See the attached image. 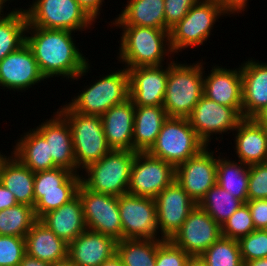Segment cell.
Masks as SVG:
<instances>
[{
    "label": "cell",
    "instance_id": "9f6ffc18",
    "mask_svg": "<svg viewBox=\"0 0 267 266\" xmlns=\"http://www.w3.org/2000/svg\"><path fill=\"white\" fill-rule=\"evenodd\" d=\"M7 1L9 2L10 0H0V4L5 7L6 6L5 3H7ZM11 1H14V0H11Z\"/></svg>",
    "mask_w": 267,
    "mask_h": 266
},
{
    "label": "cell",
    "instance_id": "1f68e13d",
    "mask_svg": "<svg viewBox=\"0 0 267 266\" xmlns=\"http://www.w3.org/2000/svg\"><path fill=\"white\" fill-rule=\"evenodd\" d=\"M217 158L216 184L243 203L248 201V181L250 165L241 161H231L220 155Z\"/></svg>",
    "mask_w": 267,
    "mask_h": 266
},
{
    "label": "cell",
    "instance_id": "7402d4cb",
    "mask_svg": "<svg viewBox=\"0 0 267 266\" xmlns=\"http://www.w3.org/2000/svg\"><path fill=\"white\" fill-rule=\"evenodd\" d=\"M117 241L86 229L68 244V257L76 266H100L116 253Z\"/></svg>",
    "mask_w": 267,
    "mask_h": 266
},
{
    "label": "cell",
    "instance_id": "816d5d0a",
    "mask_svg": "<svg viewBox=\"0 0 267 266\" xmlns=\"http://www.w3.org/2000/svg\"><path fill=\"white\" fill-rule=\"evenodd\" d=\"M186 266H209L201 256H190Z\"/></svg>",
    "mask_w": 267,
    "mask_h": 266
},
{
    "label": "cell",
    "instance_id": "6f0895ef",
    "mask_svg": "<svg viewBox=\"0 0 267 266\" xmlns=\"http://www.w3.org/2000/svg\"><path fill=\"white\" fill-rule=\"evenodd\" d=\"M4 6L0 4V17L3 15Z\"/></svg>",
    "mask_w": 267,
    "mask_h": 266
},
{
    "label": "cell",
    "instance_id": "d590c367",
    "mask_svg": "<svg viewBox=\"0 0 267 266\" xmlns=\"http://www.w3.org/2000/svg\"><path fill=\"white\" fill-rule=\"evenodd\" d=\"M37 220L30 205L17 204L4 209L0 211V235L25 238Z\"/></svg>",
    "mask_w": 267,
    "mask_h": 266
},
{
    "label": "cell",
    "instance_id": "836d02e7",
    "mask_svg": "<svg viewBox=\"0 0 267 266\" xmlns=\"http://www.w3.org/2000/svg\"><path fill=\"white\" fill-rule=\"evenodd\" d=\"M163 239H122L116 253L125 266H156L158 245Z\"/></svg>",
    "mask_w": 267,
    "mask_h": 266
},
{
    "label": "cell",
    "instance_id": "db71d44e",
    "mask_svg": "<svg viewBox=\"0 0 267 266\" xmlns=\"http://www.w3.org/2000/svg\"><path fill=\"white\" fill-rule=\"evenodd\" d=\"M244 266H267V258L255 259L249 262H244Z\"/></svg>",
    "mask_w": 267,
    "mask_h": 266
},
{
    "label": "cell",
    "instance_id": "277c9868",
    "mask_svg": "<svg viewBox=\"0 0 267 266\" xmlns=\"http://www.w3.org/2000/svg\"><path fill=\"white\" fill-rule=\"evenodd\" d=\"M57 111L71 128L77 174L78 170H84L112 150L106 141L101 116L82 115L73 111L67 104Z\"/></svg>",
    "mask_w": 267,
    "mask_h": 266
},
{
    "label": "cell",
    "instance_id": "4dcf8cb0",
    "mask_svg": "<svg viewBox=\"0 0 267 266\" xmlns=\"http://www.w3.org/2000/svg\"><path fill=\"white\" fill-rule=\"evenodd\" d=\"M35 173L23 165L14 155H9L0 172V182L13 193L18 204L35 205Z\"/></svg>",
    "mask_w": 267,
    "mask_h": 266
},
{
    "label": "cell",
    "instance_id": "2e32d148",
    "mask_svg": "<svg viewBox=\"0 0 267 266\" xmlns=\"http://www.w3.org/2000/svg\"><path fill=\"white\" fill-rule=\"evenodd\" d=\"M217 159L208 146L175 168V181L196 203L216 184Z\"/></svg>",
    "mask_w": 267,
    "mask_h": 266
},
{
    "label": "cell",
    "instance_id": "f546056e",
    "mask_svg": "<svg viewBox=\"0 0 267 266\" xmlns=\"http://www.w3.org/2000/svg\"><path fill=\"white\" fill-rule=\"evenodd\" d=\"M13 147L11 154L34 173L57 167L49 156L48 143L35 128L21 135Z\"/></svg>",
    "mask_w": 267,
    "mask_h": 266
},
{
    "label": "cell",
    "instance_id": "5b68a950",
    "mask_svg": "<svg viewBox=\"0 0 267 266\" xmlns=\"http://www.w3.org/2000/svg\"><path fill=\"white\" fill-rule=\"evenodd\" d=\"M136 151L111 150L99 161L87 166L81 183L91 191L121 196L128 191Z\"/></svg>",
    "mask_w": 267,
    "mask_h": 266
},
{
    "label": "cell",
    "instance_id": "f1b7e54d",
    "mask_svg": "<svg viewBox=\"0 0 267 266\" xmlns=\"http://www.w3.org/2000/svg\"><path fill=\"white\" fill-rule=\"evenodd\" d=\"M164 0H128L111 25H132L165 30Z\"/></svg>",
    "mask_w": 267,
    "mask_h": 266
},
{
    "label": "cell",
    "instance_id": "9c48e42d",
    "mask_svg": "<svg viewBox=\"0 0 267 266\" xmlns=\"http://www.w3.org/2000/svg\"><path fill=\"white\" fill-rule=\"evenodd\" d=\"M222 15L225 16L215 0L198 1L189 9L187 15L170 29L172 52L177 54L185 48L203 45L213 32L211 30H213L215 22Z\"/></svg>",
    "mask_w": 267,
    "mask_h": 266
},
{
    "label": "cell",
    "instance_id": "4316f807",
    "mask_svg": "<svg viewBox=\"0 0 267 266\" xmlns=\"http://www.w3.org/2000/svg\"><path fill=\"white\" fill-rule=\"evenodd\" d=\"M26 254L53 263L68 256V244L57 237L39 219L25 236Z\"/></svg>",
    "mask_w": 267,
    "mask_h": 266
},
{
    "label": "cell",
    "instance_id": "3957f363",
    "mask_svg": "<svg viewBox=\"0 0 267 266\" xmlns=\"http://www.w3.org/2000/svg\"><path fill=\"white\" fill-rule=\"evenodd\" d=\"M204 63L169 61L163 107L168 117L188 118L203 96Z\"/></svg>",
    "mask_w": 267,
    "mask_h": 266
},
{
    "label": "cell",
    "instance_id": "ee69618b",
    "mask_svg": "<svg viewBox=\"0 0 267 266\" xmlns=\"http://www.w3.org/2000/svg\"><path fill=\"white\" fill-rule=\"evenodd\" d=\"M246 204L251 212L255 229L265 230L267 228V199L248 200Z\"/></svg>",
    "mask_w": 267,
    "mask_h": 266
},
{
    "label": "cell",
    "instance_id": "60d3db41",
    "mask_svg": "<svg viewBox=\"0 0 267 266\" xmlns=\"http://www.w3.org/2000/svg\"><path fill=\"white\" fill-rule=\"evenodd\" d=\"M189 258L188 253L170 240H163L157 248L156 266H186Z\"/></svg>",
    "mask_w": 267,
    "mask_h": 266
},
{
    "label": "cell",
    "instance_id": "ac0fdd59",
    "mask_svg": "<svg viewBox=\"0 0 267 266\" xmlns=\"http://www.w3.org/2000/svg\"><path fill=\"white\" fill-rule=\"evenodd\" d=\"M44 80L34 54L26 43L0 61V86L3 89L25 92Z\"/></svg>",
    "mask_w": 267,
    "mask_h": 266
},
{
    "label": "cell",
    "instance_id": "30bf717a",
    "mask_svg": "<svg viewBox=\"0 0 267 266\" xmlns=\"http://www.w3.org/2000/svg\"><path fill=\"white\" fill-rule=\"evenodd\" d=\"M80 183V174L63 167L35 172L34 213L37 219L73 199Z\"/></svg>",
    "mask_w": 267,
    "mask_h": 266
},
{
    "label": "cell",
    "instance_id": "ab89813d",
    "mask_svg": "<svg viewBox=\"0 0 267 266\" xmlns=\"http://www.w3.org/2000/svg\"><path fill=\"white\" fill-rule=\"evenodd\" d=\"M25 254V238L0 235V266H19Z\"/></svg>",
    "mask_w": 267,
    "mask_h": 266
},
{
    "label": "cell",
    "instance_id": "d4e9b609",
    "mask_svg": "<svg viewBox=\"0 0 267 266\" xmlns=\"http://www.w3.org/2000/svg\"><path fill=\"white\" fill-rule=\"evenodd\" d=\"M234 131L237 161L247 165L267 162V129L253 118H243Z\"/></svg>",
    "mask_w": 267,
    "mask_h": 266
},
{
    "label": "cell",
    "instance_id": "83f0119b",
    "mask_svg": "<svg viewBox=\"0 0 267 266\" xmlns=\"http://www.w3.org/2000/svg\"><path fill=\"white\" fill-rule=\"evenodd\" d=\"M167 118L163 106H135L133 151L147 152L156 142Z\"/></svg>",
    "mask_w": 267,
    "mask_h": 266
},
{
    "label": "cell",
    "instance_id": "bcb514c9",
    "mask_svg": "<svg viewBox=\"0 0 267 266\" xmlns=\"http://www.w3.org/2000/svg\"><path fill=\"white\" fill-rule=\"evenodd\" d=\"M87 14L95 21L101 14L104 0H76Z\"/></svg>",
    "mask_w": 267,
    "mask_h": 266
},
{
    "label": "cell",
    "instance_id": "5bb4252c",
    "mask_svg": "<svg viewBox=\"0 0 267 266\" xmlns=\"http://www.w3.org/2000/svg\"><path fill=\"white\" fill-rule=\"evenodd\" d=\"M242 119V116L233 107L220 105L204 95L188 117L198 138L206 146L210 145L211 139H213L211 136L233 132Z\"/></svg>",
    "mask_w": 267,
    "mask_h": 266
},
{
    "label": "cell",
    "instance_id": "484cf974",
    "mask_svg": "<svg viewBox=\"0 0 267 266\" xmlns=\"http://www.w3.org/2000/svg\"><path fill=\"white\" fill-rule=\"evenodd\" d=\"M39 220L67 244L87 229L78 194L59 208L44 214Z\"/></svg>",
    "mask_w": 267,
    "mask_h": 266
},
{
    "label": "cell",
    "instance_id": "8fae6325",
    "mask_svg": "<svg viewBox=\"0 0 267 266\" xmlns=\"http://www.w3.org/2000/svg\"><path fill=\"white\" fill-rule=\"evenodd\" d=\"M118 207L122 239H161L153 198L125 193L118 197Z\"/></svg>",
    "mask_w": 267,
    "mask_h": 266
},
{
    "label": "cell",
    "instance_id": "f6af8a7d",
    "mask_svg": "<svg viewBox=\"0 0 267 266\" xmlns=\"http://www.w3.org/2000/svg\"><path fill=\"white\" fill-rule=\"evenodd\" d=\"M220 7L224 14L231 15V14H238L239 12L245 11L247 7L248 0H215Z\"/></svg>",
    "mask_w": 267,
    "mask_h": 266
},
{
    "label": "cell",
    "instance_id": "6da1fadb",
    "mask_svg": "<svg viewBox=\"0 0 267 266\" xmlns=\"http://www.w3.org/2000/svg\"><path fill=\"white\" fill-rule=\"evenodd\" d=\"M26 34V44L46 80L62 76L72 81L89 73V59L74 43L73 31L27 27Z\"/></svg>",
    "mask_w": 267,
    "mask_h": 266
},
{
    "label": "cell",
    "instance_id": "7c38bea8",
    "mask_svg": "<svg viewBox=\"0 0 267 266\" xmlns=\"http://www.w3.org/2000/svg\"><path fill=\"white\" fill-rule=\"evenodd\" d=\"M175 181V167L148 152H136L127 193L155 199Z\"/></svg>",
    "mask_w": 267,
    "mask_h": 266
},
{
    "label": "cell",
    "instance_id": "8992f818",
    "mask_svg": "<svg viewBox=\"0 0 267 266\" xmlns=\"http://www.w3.org/2000/svg\"><path fill=\"white\" fill-rule=\"evenodd\" d=\"M101 76L67 103L73 111L82 115L102 116L112 106L129 99V74L124 66Z\"/></svg>",
    "mask_w": 267,
    "mask_h": 266
},
{
    "label": "cell",
    "instance_id": "8d00e7d4",
    "mask_svg": "<svg viewBox=\"0 0 267 266\" xmlns=\"http://www.w3.org/2000/svg\"><path fill=\"white\" fill-rule=\"evenodd\" d=\"M201 257L209 266H244L238 240L220 237Z\"/></svg>",
    "mask_w": 267,
    "mask_h": 266
},
{
    "label": "cell",
    "instance_id": "e0dca14e",
    "mask_svg": "<svg viewBox=\"0 0 267 266\" xmlns=\"http://www.w3.org/2000/svg\"><path fill=\"white\" fill-rule=\"evenodd\" d=\"M154 200L159 234L161 239L170 240L183 225L196 203L176 181L165 187Z\"/></svg>",
    "mask_w": 267,
    "mask_h": 266
},
{
    "label": "cell",
    "instance_id": "4fadbf2b",
    "mask_svg": "<svg viewBox=\"0 0 267 266\" xmlns=\"http://www.w3.org/2000/svg\"><path fill=\"white\" fill-rule=\"evenodd\" d=\"M87 229L122 240L118 197L97 193L80 183L78 192Z\"/></svg>",
    "mask_w": 267,
    "mask_h": 266
},
{
    "label": "cell",
    "instance_id": "44dd1931",
    "mask_svg": "<svg viewBox=\"0 0 267 266\" xmlns=\"http://www.w3.org/2000/svg\"><path fill=\"white\" fill-rule=\"evenodd\" d=\"M35 129L48 143L49 156H52L54 164L77 174L72 132L67 120L57 111L53 118L43 121Z\"/></svg>",
    "mask_w": 267,
    "mask_h": 266
},
{
    "label": "cell",
    "instance_id": "f5cc1de1",
    "mask_svg": "<svg viewBox=\"0 0 267 266\" xmlns=\"http://www.w3.org/2000/svg\"><path fill=\"white\" fill-rule=\"evenodd\" d=\"M49 266H76L71 259L67 256L66 258L50 263Z\"/></svg>",
    "mask_w": 267,
    "mask_h": 266
},
{
    "label": "cell",
    "instance_id": "b9f144b4",
    "mask_svg": "<svg viewBox=\"0 0 267 266\" xmlns=\"http://www.w3.org/2000/svg\"><path fill=\"white\" fill-rule=\"evenodd\" d=\"M248 200L267 199V162L250 165Z\"/></svg>",
    "mask_w": 267,
    "mask_h": 266
},
{
    "label": "cell",
    "instance_id": "603a6c76",
    "mask_svg": "<svg viewBox=\"0 0 267 266\" xmlns=\"http://www.w3.org/2000/svg\"><path fill=\"white\" fill-rule=\"evenodd\" d=\"M241 64L242 118H253L267 106V63L251 58Z\"/></svg>",
    "mask_w": 267,
    "mask_h": 266
},
{
    "label": "cell",
    "instance_id": "7bdbcfd3",
    "mask_svg": "<svg viewBox=\"0 0 267 266\" xmlns=\"http://www.w3.org/2000/svg\"><path fill=\"white\" fill-rule=\"evenodd\" d=\"M198 1L200 0H164L165 30L170 31Z\"/></svg>",
    "mask_w": 267,
    "mask_h": 266
},
{
    "label": "cell",
    "instance_id": "d6986e66",
    "mask_svg": "<svg viewBox=\"0 0 267 266\" xmlns=\"http://www.w3.org/2000/svg\"><path fill=\"white\" fill-rule=\"evenodd\" d=\"M129 98L135 106H163L168 66H147L127 69Z\"/></svg>",
    "mask_w": 267,
    "mask_h": 266
},
{
    "label": "cell",
    "instance_id": "ba28073f",
    "mask_svg": "<svg viewBox=\"0 0 267 266\" xmlns=\"http://www.w3.org/2000/svg\"><path fill=\"white\" fill-rule=\"evenodd\" d=\"M25 9L27 27L84 31L94 21L76 0H33ZM89 27V28H88Z\"/></svg>",
    "mask_w": 267,
    "mask_h": 266
},
{
    "label": "cell",
    "instance_id": "ffe728a7",
    "mask_svg": "<svg viewBox=\"0 0 267 266\" xmlns=\"http://www.w3.org/2000/svg\"><path fill=\"white\" fill-rule=\"evenodd\" d=\"M205 76L203 95L220 105L233 107L242 116V74L241 66L227 69L215 65Z\"/></svg>",
    "mask_w": 267,
    "mask_h": 266
},
{
    "label": "cell",
    "instance_id": "f35d334b",
    "mask_svg": "<svg viewBox=\"0 0 267 266\" xmlns=\"http://www.w3.org/2000/svg\"><path fill=\"white\" fill-rule=\"evenodd\" d=\"M241 257L244 262L267 258V231L255 229L249 235L238 240Z\"/></svg>",
    "mask_w": 267,
    "mask_h": 266
},
{
    "label": "cell",
    "instance_id": "7a4b0ae2",
    "mask_svg": "<svg viewBox=\"0 0 267 266\" xmlns=\"http://www.w3.org/2000/svg\"><path fill=\"white\" fill-rule=\"evenodd\" d=\"M122 29L118 59L126 69L161 66L174 53L168 30L132 25H115ZM168 54V55H167Z\"/></svg>",
    "mask_w": 267,
    "mask_h": 266
},
{
    "label": "cell",
    "instance_id": "681fc988",
    "mask_svg": "<svg viewBox=\"0 0 267 266\" xmlns=\"http://www.w3.org/2000/svg\"><path fill=\"white\" fill-rule=\"evenodd\" d=\"M253 119L265 129H267V106L264 107L261 111H259Z\"/></svg>",
    "mask_w": 267,
    "mask_h": 266
},
{
    "label": "cell",
    "instance_id": "74e56055",
    "mask_svg": "<svg viewBox=\"0 0 267 266\" xmlns=\"http://www.w3.org/2000/svg\"><path fill=\"white\" fill-rule=\"evenodd\" d=\"M255 230L251 212L243 203L235 213L221 226V235L225 238L239 240Z\"/></svg>",
    "mask_w": 267,
    "mask_h": 266
},
{
    "label": "cell",
    "instance_id": "cb8c5ba5",
    "mask_svg": "<svg viewBox=\"0 0 267 266\" xmlns=\"http://www.w3.org/2000/svg\"><path fill=\"white\" fill-rule=\"evenodd\" d=\"M134 114L135 105L129 98L101 116L106 141L112 150L133 151Z\"/></svg>",
    "mask_w": 267,
    "mask_h": 266
},
{
    "label": "cell",
    "instance_id": "d6a6232c",
    "mask_svg": "<svg viewBox=\"0 0 267 266\" xmlns=\"http://www.w3.org/2000/svg\"><path fill=\"white\" fill-rule=\"evenodd\" d=\"M23 8L0 17V61L26 43L27 16Z\"/></svg>",
    "mask_w": 267,
    "mask_h": 266
},
{
    "label": "cell",
    "instance_id": "f907efd6",
    "mask_svg": "<svg viewBox=\"0 0 267 266\" xmlns=\"http://www.w3.org/2000/svg\"><path fill=\"white\" fill-rule=\"evenodd\" d=\"M100 266H125L117 253L106 259Z\"/></svg>",
    "mask_w": 267,
    "mask_h": 266
},
{
    "label": "cell",
    "instance_id": "11a10c76",
    "mask_svg": "<svg viewBox=\"0 0 267 266\" xmlns=\"http://www.w3.org/2000/svg\"><path fill=\"white\" fill-rule=\"evenodd\" d=\"M9 156L7 155H2L1 152H0V172H1V168H2V165L3 163L6 161V159L8 158Z\"/></svg>",
    "mask_w": 267,
    "mask_h": 266
},
{
    "label": "cell",
    "instance_id": "7dc6e473",
    "mask_svg": "<svg viewBox=\"0 0 267 266\" xmlns=\"http://www.w3.org/2000/svg\"><path fill=\"white\" fill-rule=\"evenodd\" d=\"M18 202L11 191L0 182V211L16 206Z\"/></svg>",
    "mask_w": 267,
    "mask_h": 266
},
{
    "label": "cell",
    "instance_id": "52a82bcc",
    "mask_svg": "<svg viewBox=\"0 0 267 266\" xmlns=\"http://www.w3.org/2000/svg\"><path fill=\"white\" fill-rule=\"evenodd\" d=\"M205 147L188 118L168 117L161 127L156 142L147 152L176 168Z\"/></svg>",
    "mask_w": 267,
    "mask_h": 266
},
{
    "label": "cell",
    "instance_id": "e575fe53",
    "mask_svg": "<svg viewBox=\"0 0 267 266\" xmlns=\"http://www.w3.org/2000/svg\"><path fill=\"white\" fill-rule=\"evenodd\" d=\"M242 204L241 200L215 184L198 205L222 226Z\"/></svg>",
    "mask_w": 267,
    "mask_h": 266
},
{
    "label": "cell",
    "instance_id": "9a60e30c",
    "mask_svg": "<svg viewBox=\"0 0 267 266\" xmlns=\"http://www.w3.org/2000/svg\"><path fill=\"white\" fill-rule=\"evenodd\" d=\"M221 235V226L198 204L170 239L190 256H201Z\"/></svg>",
    "mask_w": 267,
    "mask_h": 266
},
{
    "label": "cell",
    "instance_id": "c3c4849f",
    "mask_svg": "<svg viewBox=\"0 0 267 266\" xmlns=\"http://www.w3.org/2000/svg\"><path fill=\"white\" fill-rule=\"evenodd\" d=\"M50 263L38 260L27 254H25L20 262L19 266H49Z\"/></svg>",
    "mask_w": 267,
    "mask_h": 266
}]
</instances>
